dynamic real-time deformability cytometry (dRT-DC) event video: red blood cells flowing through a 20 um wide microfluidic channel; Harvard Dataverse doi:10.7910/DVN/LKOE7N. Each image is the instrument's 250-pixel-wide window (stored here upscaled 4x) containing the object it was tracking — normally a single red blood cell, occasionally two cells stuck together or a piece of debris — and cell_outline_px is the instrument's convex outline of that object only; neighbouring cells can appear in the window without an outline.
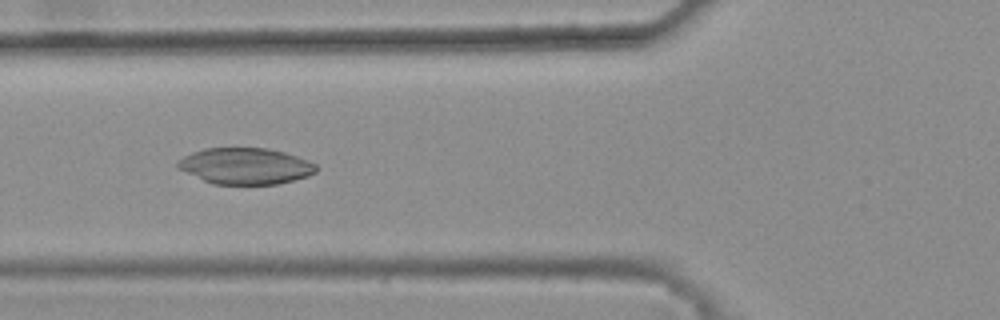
{"species": "common noctule bat (a hibernating species)", "species_latin": "Nyctalus noctula", "temperature_condition": "warm", "stored_images_in_passage": 37, "camera_frame_rate_fps": 3000, "um_per_image_px": 0.085, "animal": {"sex": "female", "body_mass_g": 25.1}, "frame": {"image": 1, "passage_image": 16, "time_ms": 5.0, "image_size_px": [1000, 320], "cell_outline_px": [[316, 172], [308, 176], [276, 184], [212, 184], [176, 168], [176, 164], [184, 156], [192, 152], [204, 148], [268, 148], [284, 152], [308, 160], [316, 164]], "centroid_in_image_um": [20.84, 14.11], "position_along_channel_um": 105.0, "area_um2": 29.19}}
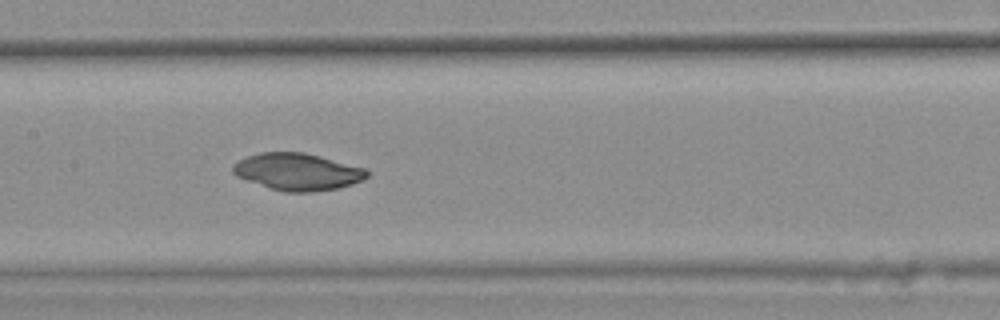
{"frame": {"image": 2, "passage_image": 22, "time_ms": 7.0, "image_size_px": [1000, 320], "cell_outline_px": [[368, 176], [364, 180], [352, 184], [336, 188], [312, 192], [284, 192], [244, 180], [236, 176], [232, 172], [232, 164], [248, 156], [260, 152], [304, 152], [368, 168]], "centroid_in_image_um": [25.3, 14.6], "position_along_channel_um": 182.1, "area_um2": 29.13}}
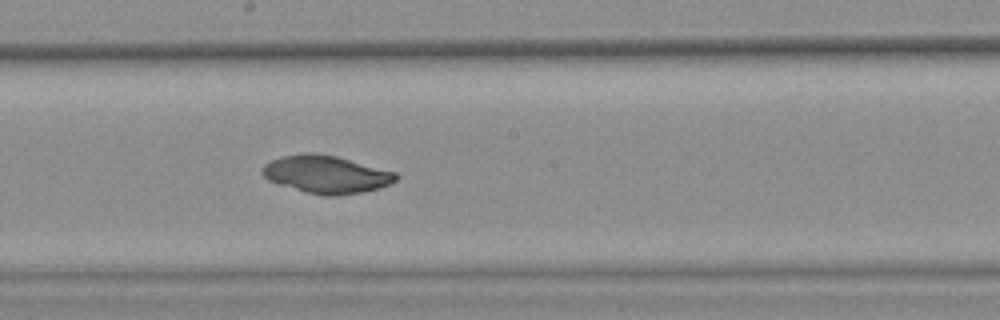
{"frame": {"image": 3, "passage_image": 25, "time_ms": 8.0, "image_size_px": [1000, 320], "cell_outline_px": [[400, 176], [396, 180], [380, 188], [360, 192], [336, 196], [324, 196], [304, 192], [268, 180], [260, 172], [264, 164], [272, 160], [284, 156], [304, 152], [316, 152], [336, 156], [396, 172]], "centroid_in_image_um": [27.72, 14.82], "position_along_channel_um": 220.5, "area_um2": 29.36}}